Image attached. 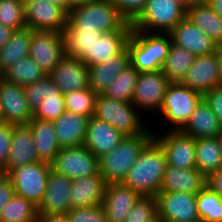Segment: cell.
<instances>
[{
    "instance_id": "6da1fadb",
    "label": "cell",
    "mask_w": 222,
    "mask_h": 222,
    "mask_svg": "<svg viewBox=\"0 0 222 222\" xmlns=\"http://www.w3.org/2000/svg\"><path fill=\"white\" fill-rule=\"evenodd\" d=\"M167 158L161 144L153 138L128 171L123 184L140 196H156L160 192Z\"/></svg>"
},
{
    "instance_id": "7a4b0ae2",
    "label": "cell",
    "mask_w": 222,
    "mask_h": 222,
    "mask_svg": "<svg viewBox=\"0 0 222 222\" xmlns=\"http://www.w3.org/2000/svg\"><path fill=\"white\" fill-rule=\"evenodd\" d=\"M171 42L170 34L132 30L126 44L130 64L139 73L162 70Z\"/></svg>"
},
{
    "instance_id": "3957f363",
    "label": "cell",
    "mask_w": 222,
    "mask_h": 222,
    "mask_svg": "<svg viewBox=\"0 0 222 222\" xmlns=\"http://www.w3.org/2000/svg\"><path fill=\"white\" fill-rule=\"evenodd\" d=\"M154 138L153 133L125 136L120 144L99 159V172L106 184L121 183L140 156L143 148Z\"/></svg>"
},
{
    "instance_id": "277c9868",
    "label": "cell",
    "mask_w": 222,
    "mask_h": 222,
    "mask_svg": "<svg viewBox=\"0 0 222 222\" xmlns=\"http://www.w3.org/2000/svg\"><path fill=\"white\" fill-rule=\"evenodd\" d=\"M68 20L77 29L101 33L118 30L127 22L110 0H86L69 10Z\"/></svg>"
},
{
    "instance_id": "5b68a950",
    "label": "cell",
    "mask_w": 222,
    "mask_h": 222,
    "mask_svg": "<svg viewBox=\"0 0 222 222\" xmlns=\"http://www.w3.org/2000/svg\"><path fill=\"white\" fill-rule=\"evenodd\" d=\"M132 102L119 101L106 95L98 94L94 117L115 127L125 136H137L152 133Z\"/></svg>"
},
{
    "instance_id": "8992f818",
    "label": "cell",
    "mask_w": 222,
    "mask_h": 222,
    "mask_svg": "<svg viewBox=\"0 0 222 222\" xmlns=\"http://www.w3.org/2000/svg\"><path fill=\"white\" fill-rule=\"evenodd\" d=\"M185 17L186 6L182 0H148L131 23L132 30L169 34Z\"/></svg>"
},
{
    "instance_id": "52a82bcc",
    "label": "cell",
    "mask_w": 222,
    "mask_h": 222,
    "mask_svg": "<svg viewBox=\"0 0 222 222\" xmlns=\"http://www.w3.org/2000/svg\"><path fill=\"white\" fill-rule=\"evenodd\" d=\"M202 99V94L191 90L182 83H170L159 112L170 125H173L171 130L180 131Z\"/></svg>"
},
{
    "instance_id": "ba28073f",
    "label": "cell",
    "mask_w": 222,
    "mask_h": 222,
    "mask_svg": "<svg viewBox=\"0 0 222 222\" xmlns=\"http://www.w3.org/2000/svg\"><path fill=\"white\" fill-rule=\"evenodd\" d=\"M51 169L50 164L37 161L13 168L6 176L12 181L16 195L38 207L43 200Z\"/></svg>"
},
{
    "instance_id": "9c48e42d",
    "label": "cell",
    "mask_w": 222,
    "mask_h": 222,
    "mask_svg": "<svg viewBox=\"0 0 222 222\" xmlns=\"http://www.w3.org/2000/svg\"><path fill=\"white\" fill-rule=\"evenodd\" d=\"M52 170L73 180L99 174V159L84 145L61 148L51 164Z\"/></svg>"
},
{
    "instance_id": "30bf717a",
    "label": "cell",
    "mask_w": 222,
    "mask_h": 222,
    "mask_svg": "<svg viewBox=\"0 0 222 222\" xmlns=\"http://www.w3.org/2000/svg\"><path fill=\"white\" fill-rule=\"evenodd\" d=\"M155 197L161 222H201L196 194L160 191Z\"/></svg>"
},
{
    "instance_id": "8fae6325",
    "label": "cell",
    "mask_w": 222,
    "mask_h": 222,
    "mask_svg": "<svg viewBox=\"0 0 222 222\" xmlns=\"http://www.w3.org/2000/svg\"><path fill=\"white\" fill-rule=\"evenodd\" d=\"M65 55L63 32L33 30L29 57L48 75Z\"/></svg>"
},
{
    "instance_id": "7c38bea8",
    "label": "cell",
    "mask_w": 222,
    "mask_h": 222,
    "mask_svg": "<svg viewBox=\"0 0 222 222\" xmlns=\"http://www.w3.org/2000/svg\"><path fill=\"white\" fill-rule=\"evenodd\" d=\"M169 85L170 82L161 70L141 72L137 78L132 103L138 111H160Z\"/></svg>"
},
{
    "instance_id": "4fadbf2b",
    "label": "cell",
    "mask_w": 222,
    "mask_h": 222,
    "mask_svg": "<svg viewBox=\"0 0 222 222\" xmlns=\"http://www.w3.org/2000/svg\"><path fill=\"white\" fill-rule=\"evenodd\" d=\"M24 10L27 27L32 30L63 32L67 25L68 13L56 4L27 0Z\"/></svg>"
},
{
    "instance_id": "5bb4252c",
    "label": "cell",
    "mask_w": 222,
    "mask_h": 222,
    "mask_svg": "<svg viewBox=\"0 0 222 222\" xmlns=\"http://www.w3.org/2000/svg\"><path fill=\"white\" fill-rule=\"evenodd\" d=\"M154 138L165 150L167 165L177 168L196 167V139L182 131L168 130L166 134Z\"/></svg>"
},
{
    "instance_id": "9a60e30c",
    "label": "cell",
    "mask_w": 222,
    "mask_h": 222,
    "mask_svg": "<svg viewBox=\"0 0 222 222\" xmlns=\"http://www.w3.org/2000/svg\"><path fill=\"white\" fill-rule=\"evenodd\" d=\"M0 105L4 123L27 125L33 117L28 106L24 87L9 83L0 78Z\"/></svg>"
},
{
    "instance_id": "2e32d148",
    "label": "cell",
    "mask_w": 222,
    "mask_h": 222,
    "mask_svg": "<svg viewBox=\"0 0 222 222\" xmlns=\"http://www.w3.org/2000/svg\"><path fill=\"white\" fill-rule=\"evenodd\" d=\"M132 31V24L126 22L118 30L102 33L96 39L89 53H84L79 59L88 67L102 64L107 59L119 54L125 47Z\"/></svg>"
},
{
    "instance_id": "e0dca14e",
    "label": "cell",
    "mask_w": 222,
    "mask_h": 222,
    "mask_svg": "<svg viewBox=\"0 0 222 222\" xmlns=\"http://www.w3.org/2000/svg\"><path fill=\"white\" fill-rule=\"evenodd\" d=\"M48 76L63 94L89 87V67L76 57L64 55Z\"/></svg>"
},
{
    "instance_id": "ac0fdd59",
    "label": "cell",
    "mask_w": 222,
    "mask_h": 222,
    "mask_svg": "<svg viewBox=\"0 0 222 222\" xmlns=\"http://www.w3.org/2000/svg\"><path fill=\"white\" fill-rule=\"evenodd\" d=\"M180 83L202 95L213 88L220 87L216 52L195 56L193 64Z\"/></svg>"
},
{
    "instance_id": "d6986e66",
    "label": "cell",
    "mask_w": 222,
    "mask_h": 222,
    "mask_svg": "<svg viewBox=\"0 0 222 222\" xmlns=\"http://www.w3.org/2000/svg\"><path fill=\"white\" fill-rule=\"evenodd\" d=\"M169 34L174 44L185 48L195 56L212 54L219 47L211 37L207 36L187 17L180 21Z\"/></svg>"
},
{
    "instance_id": "ffe728a7",
    "label": "cell",
    "mask_w": 222,
    "mask_h": 222,
    "mask_svg": "<svg viewBox=\"0 0 222 222\" xmlns=\"http://www.w3.org/2000/svg\"><path fill=\"white\" fill-rule=\"evenodd\" d=\"M71 186L72 180L51 169L38 214H67L71 210Z\"/></svg>"
},
{
    "instance_id": "44dd1931",
    "label": "cell",
    "mask_w": 222,
    "mask_h": 222,
    "mask_svg": "<svg viewBox=\"0 0 222 222\" xmlns=\"http://www.w3.org/2000/svg\"><path fill=\"white\" fill-rule=\"evenodd\" d=\"M140 197L138 193L122 182L106 184L102 206L107 221L124 222Z\"/></svg>"
},
{
    "instance_id": "7402d4cb",
    "label": "cell",
    "mask_w": 222,
    "mask_h": 222,
    "mask_svg": "<svg viewBox=\"0 0 222 222\" xmlns=\"http://www.w3.org/2000/svg\"><path fill=\"white\" fill-rule=\"evenodd\" d=\"M125 135L105 121L92 116L88 122L84 146L100 158L116 148Z\"/></svg>"
},
{
    "instance_id": "603a6c76",
    "label": "cell",
    "mask_w": 222,
    "mask_h": 222,
    "mask_svg": "<svg viewBox=\"0 0 222 222\" xmlns=\"http://www.w3.org/2000/svg\"><path fill=\"white\" fill-rule=\"evenodd\" d=\"M39 161L31 129L28 125H13V136L5 166V175L13 168Z\"/></svg>"
},
{
    "instance_id": "cb8c5ba5",
    "label": "cell",
    "mask_w": 222,
    "mask_h": 222,
    "mask_svg": "<svg viewBox=\"0 0 222 222\" xmlns=\"http://www.w3.org/2000/svg\"><path fill=\"white\" fill-rule=\"evenodd\" d=\"M207 185V178L196 168L166 166L160 191L197 194Z\"/></svg>"
},
{
    "instance_id": "d4e9b609",
    "label": "cell",
    "mask_w": 222,
    "mask_h": 222,
    "mask_svg": "<svg viewBox=\"0 0 222 222\" xmlns=\"http://www.w3.org/2000/svg\"><path fill=\"white\" fill-rule=\"evenodd\" d=\"M89 118L65 111L53 125L61 148L79 147L84 144Z\"/></svg>"
},
{
    "instance_id": "484cf974",
    "label": "cell",
    "mask_w": 222,
    "mask_h": 222,
    "mask_svg": "<svg viewBox=\"0 0 222 222\" xmlns=\"http://www.w3.org/2000/svg\"><path fill=\"white\" fill-rule=\"evenodd\" d=\"M105 187L106 183L100 173L73 179L70 195L71 209L102 205Z\"/></svg>"
},
{
    "instance_id": "4316f807",
    "label": "cell",
    "mask_w": 222,
    "mask_h": 222,
    "mask_svg": "<svg viewBox=\"0 0 222 222\" xmlns=\"http://www.w3.org/2000/svg\"><path fill=\"white\" fill-rule=\"evenodd\" d=\"M222 125L210 106L202 99L196 106L186 125L180 130L195 139L217 138Z\"/></svg>"
},
{
    "instance_id": "83f0119b",
    "label": "cell",
    "mask_w": 222,
    "mask_h": 222,
    "mask_svg": "<svg viewBox=\"0 0 222 222\" xmlns=\"http://www.w3.org/2000/svg\"><path fill=\"white\" fill-rule=\"evenodd\" d=\"M27 125L33 134L38 160L51 165L61 149L53 121L32 118Z\"/></svg>"
},
{
    "instance_id": "f1b7e54d",
    "label": "cell",
    "mask_w": 222,
    "mask_h": 222,
    "mask_svg": "<svg viewBox=\"0 0 222 222\" xmlns=\"http://www.w3.org/2000/svg\"><path fill=\"white\" fill-rule=\"evenodd\" d=\"M129 52L125 47L119 54L102 64L89 67V88L96 94L105 91L111 81L129 64Z\"/></svg>"
},
{
    "instance_id": "f546056e",
    "label": "cell",
    "mask_w": 222,
    "mask_h": 222,
    "mask_svg": "<svg viewBox=\"0 0 222 222\" xmlns=\"http://www.w3.org/2000/svg\"><path fill=\"white\" fill-rule=\"evenodd\" d=\"M32 33L27 26L13 31L9 41L0 48V74L16 61L29 57Z\"/></svg>"
},
{
    "instance_id": "4dcf8cb0",
    "label": "cell",
    "mask_w": 222,
    "mask_h": 222,
    "mask_svg": "<svg viewBox=\"0 0 222 222\" xmlns=\"http://www.w3.org/2000/svg\"><path fill=\"white\" fill-rule=\"evenodd\" d=\"M186 17L219 46H222V18L208 4L187 7Z\"/></svg>"
},
{
    "instance_id": "1f68e13d",
    "label": "cell",
    "mask_w": 222,
    "mask_h": 222,
    "mask_svg": "<svg viewBox=\"0 0 222 222\" xmlns=\"http://www.w3.org/2000/svg\"><path fill=\"white\" fill-rule=\"evenodd\" d=\"M196 168L208 178L222 168V153L218 138L196 139Z\"/></svg>"
},
{
    "instance_id": "d6a6232c",
    "label": "cell",
    "mask_w": 222,
    "mask_h": 222,
    "mask_svg": "<svg viewBox=\"0 0 222 222\" xmlns=\"http://www.w3.org/2000/svg\"><path fill=\"white\" fill-rule=\"evenodd\" d=\"M101 32L77 29L69 20L63 30L65 55L80 58L89 53L92 45L99 39Z\"/></svg>"
},
{
    "instance_id": "836d02e7",
    "label": "cell",
    "mask_w": 222,
    "mask_h": 222,
    "mask_svg": "<svg viewBox=\"0 0 222 222\" xmlns=\"http://www.w3.org/2000/svg\"><path fill=\"white\" fill-rule=\"evenodd\" d=\"M195 55L171 42L162 72L170 83L181 82L193 64Z\"/></svg>"
},
{
    "instance_id": "e575fe53",
    "label": "cell",
    "mask_w": 222,
    "mask_h": 222,
    "mask_svg": "<svg viewBox=\"0 0 222 222\" xmlns=\"http://www.w3.org/2000/svg\"><path fill=\"white\" fill-rule=\"evenodd\" d=\"M45 76L46 73L30 57L16 61L0 74V78L4 81L23 87L37 82Z\"/></svg>"
},
{
    "instance_id": "d590c367",
    "label": "cell",
    "mask_w": 222,
    "mask_h": 222,
    "mask_svg": "<svg viewBox=\"0 0 222 222\" xmlns=\"http://www.w3.org/2000/svg\"><path fill=\"white\" fill-rule=\"evenodd\" d=\"M138 75L137 69L129 63L102 94L119 101L132 102Z\"/></svg>"
},
{
    "instance_id": "8d00e7d4",
    "label": "cell",
    "mask_w": 222,
    "mask_h": 222,
    "mask_svg": "<svg viewBox=\"0 0 222 222\" xmlns=\"http://www.w3.org/2000/svg\"><path fill=\"white\" fill-rule=\"evenodd\" d=\"M0 222H38V211L31 201L14 195L3 208Z\"/></svg>"
},
{
    "instance_id": "74e56055",
    "label": "cell",
    "mask_w": 222,
    "mask_h": 222,
    "mask_svg": "<svg viewBox=\"0 0 222 222\" xmlns=\"http://www.w3.org/2000/svg\"><path fill=\"white\" fill-rule=\"evenodd\" d=\"M197 210L201 222H222V198L209 186L196 194Z\"/></svg>"
},
{
    "instance_id": "f35d334b",
    "label": "cell",
    "mask_w": 222,
    "mask_h": 222,
    "mask_svg": "<svg viewBox=\"0 0 222 222\" xmlns=\"http://www.w3.org/2000/svg\"><path fill=\"white\" fill-rule=\"evenodd\" d=\"M97 95L89 87L65 93V109L90 119L94 116Z\"/></svg>"
},
{
    "instance_id": "ab89813d",
    "label": "cell",
    "mask_w": 222,
    "mask_h": 222,
    "mask_svg": "<svg viewBox=\"0 0 222 222\" xmlns=\"http://www.w3.org/2000/svg\"><path fill=\"white\" fill-rule=\"evenodd\" d=\"M0 24L13 30L25 28L24 3L20 0H0Z\"/></svg>"
},
{
    "instance_id": "60d3db41",
    "label": "cell",
    "mask_w": 222,
    "mask_h": 222,
    "mask_svg": "<svg viewBox=\"0 0 222 222\" xmlns=\"http://www.w3.org/2000/svg\"><path fill=\"white\" fill-rule=\"evenodd\" d=\"M24 92L28 106L32 112L40 106L44 97H47L49 94L62 93L48 75L43 79L24 87Z\"/></svg>"
},
{
    "instance_id": "b9f144b4",
    "label": "cell",
    "mask_w": 222,
    "mask_h": 222,
    "mask_svg": "<svg viewBox=\"0 0 222 222\" xmlns=\"http://www.w3.org/2000/svg\"><path fill=\"white\" fill-rule=\"evenodd\" d=\"M157 203L155 196H141L133 205L124 222H156Z\"/></svg>"
},
{
    "instance_id": "7bdbcfd3",
    "label": "cell",
    "mask_w": 222,
    "mask_h": 222,
    "mask_svg": "<svg viewBox=\"0 0 222 222\" xmlns=\"http://www.w3.org/2000/svg\"><path fill=\"white\" fill-rule=\"evenodd\" d=\"M65 111L64 94H49L47 97H44L40 106L33 112L32 118L55 121Z\"/></svg>"
},
{
    "instance_id": "ee69618b",
    "label": "cell",
    "mask_w": 222,
    "mask_h": 222,
    "mask_svg": "<svg viewBox=\"0 0 222 222\" xmlns=\"http://www.w3.org/2000/svg\"><path fill=\"white\" fill-rule=\"evenodd\" d=\"M67 217L69 222H108L102 205L72 208Z\"/></svg>"
},
{
    "instance_id": "f6af8a7d",
    "label": "cell",
    "mask_w": 222,
    "mask_h": 222,
    "mask_svg": "<svg viewBox=\"0 0 222 222\" xmlns=\"http://www.w3.org/2000/svg\"><path fill=\"white\" fill-rule=\"evenodd\" d=\"M126 21L132 23L144 10L148 0H110Z\"/></svg>"
},
{
    "instance_id": "bcb514c9",
    "label": "cell",
    "mask_w": 222,
    "mask_h": 222,
    "mask_svg": "<svg viewBox=\"0 0 222 222\" xmlns=\"http://www.w3.org/2000/svg\"><path fill=\"white\" fill-rule=\"evenodd\" d=\"M13 136V124H0V172L5 175V166Z\"/></svg>"
},
{
    "instance_id": "7dc6e473",
    "label": "cell",
    "mask_w": 222,
    "mask_h": 222,
    "mask_svg": "<svg viewBox=\"0 0 222 222\" xmlns=\"http://www.w3.org/2000/svg\"><path fill=\"white\" fill-rule=\"evenodd\" d=\"M203 99L210 106L222 125V87H216L203 95Z\"/></svg>"
},
{
    "instance_id": "c3c4849f",
    "label": "cell",
    "mask_w": 222,
    "mask_h": 222,
    "mask_svg": "<svg viewBox=\"0 0 222 222\" xmlns=\"http://www.w3.org/2000/svg\"><path fill=\"white\" fill-rule=\"evenodd\" d=\"M16 195L12 181L6 176H0V215L3 208Z\"/></svg>"
},
{
    "instance_id": "681fc988",
    "label": "cell",
    "mask_w": 222,
    "mask_h": 222,
    "mask_svg": "<svg viewBox=\"0 0 222 222\" xmlns=\"http://www.w3.org/2000/svg\"><path fill=\"white\" fill-rule=\"evenodd\" d=\"M207 186L217 192L222 198V168H220L217 172L212 173L207 178Z\"/></svg>"
},
{
    "instance_id": "f907efd6",
    "label": "cell",
    "mask_w": 222,
    "mask_h": 222,
    "mask_svg": "<svg viewBox=\"0 0 222 222\" xmlns=\"http://www.w3.org/2000/svg\"><path fill=\"white\" fill-rule=\"evenodd\" d=\"M38 222H69L67 214H38Z\"/></svg>"
},
{
    "instance_id": "816d5d0a",
    "label": "cell",
    "mask_w": 222,
    "mask_h": 222,
    "mask_svg": "<svg viewBox=\"0 0 222 222\" xmlns=\"http://www.w3.org/2000/svg\"><path fill=\"white\" fill-rule=\"evenodd\" d=\"M13 31V29L0 24V48L9 41Z\"/></svg>"
},
{
    "instance_id": "f5cc1de1",
    "label": "cell",
    "mask_w": 222,
    "mask_h": 222,
    "mask_svg": "<svg viewBox=\"0 0 222 222\" xmlns=\"http://www.w3.org/2000/svg\"><path fill=\"white\" fill-rule=\"evenodd\" d=\"M207 4L222 18V0H208Z\"/></svg>"
},
{
    "instance_id": "db71d44e",
    "label": "cell",
    "mask_w": 222,
    "mask_h": 222,
    "mask_svg": "<svg viewBox=\"0 0 222 222\" xmlns=\"http://www.w3.org/2000/svg\"><path fill=\"white\" fill-rule=\"evenodd\" d=\"M216 59L220 76V86L222 87V46H219L216 50Z\"/></svg>"
},
{
    "instance_id": "11a10c76",
    "label": "cell",
    "mask_w": 222,
    "mask_h": 222,
    "mask_svg": "<svg viewBox=\"0 0 222 222\" xmlns=\"http://www.w3.org/2000/svg\"><path fill=\"white\" fill-rule=\"evenodd\" d=\"M62 1H63V4L70 10L71 8L75 6H79L86 0H62Z\"/></svg>"
},
{
    "instance_id": "9f6ffc18",
    "label": "cell",
    "mask_w": 222,
    "mask_h": 222,
    "mask_svg": "<svg viewBox=\"0 0 222 222\" xmlns=\"http://www.w3.org/2000/svg\"><path fill=\"white\" fill-rule=\"evenodd\" d=\"M184 5L187 7L192 5H200V4H207L208 0H182Z\"/></svg>"
},
{
    "instance_id": "6f0895ef",
    "label": "cell",
    "mask_w": 222,
    "mask_h": 222,
    "mask_svg": "<svg viewBox=\"0 0 222 222\" xmlns=\"http://www.w3.org/2000/svg\"><path fill=\"white\" fill-rule=\"evenodd\" d=\"M39 1H45L61 6L67 13H69V9L63 4L62 0H39Z\"/></svg>"
},
{
    "instance_id": "680465c9",
    "label": "cell",
    "mask_w": 222,
    "mask_h": 222,
    "mask_svg": "<svg viewBox=\"0 0 222 222\" xmlns=\"http://www.w3.org/2000/svg\"><path fill=\"white\" fill-rule=\"evenodd\" d=\"M217 138H218V142H219V145H220V150H221V153H222V130L219 133Z\"/></svg>"
},
{
    "instance_id": "91938a15",
    "label": "cell",
    "mask_w": 222,
    "mask_h": 222,
    "mask_svg": "<svg viewBox=\"0 0 222 222\" xmlns=\"http://www.w3.org/2000/svg\"><path fill=\"white\" fill-rule=\"evenodd\" d=\"M4 123V118H3V113H2V108L0 105V124Z\"/></svg>"
}]
</instances>
